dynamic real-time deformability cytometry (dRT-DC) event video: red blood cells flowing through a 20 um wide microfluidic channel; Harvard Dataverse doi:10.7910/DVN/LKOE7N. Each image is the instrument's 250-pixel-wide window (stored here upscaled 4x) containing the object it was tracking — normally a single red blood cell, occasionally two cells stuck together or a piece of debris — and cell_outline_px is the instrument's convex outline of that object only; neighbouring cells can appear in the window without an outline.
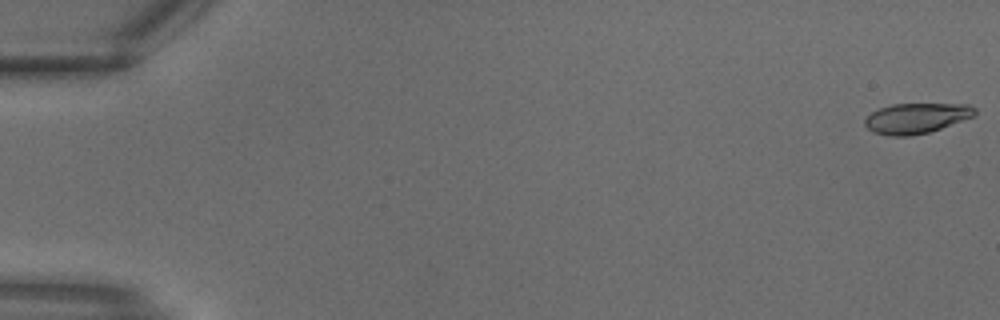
{"species": "common noctule bat (a hibernating species)", "species_latin": "Nyctalus noctula", "temperature_condition": "warm", "stored_images_in_passage": 6, "camera_frame_rate_fps": 3000, "um_per_image_px": 0.085, "animal": {"sex": "male", "body_mass_g": 18.8}, "frame": {"image": 1, "passage_image": 1, "time_ms": 0.0, "image_size_px": [1000, 320], "cell_outline_px": [[976, 112], [972, 116], [940, 128], [928, 132], [908, 136], [892, 136], [872, 132], [864, 124], [864, 120], [872, 112], [880, 108], [892, 104], [968, 104], [976, 108]], "centroid_in_image_um": [77.85, 10.04], "position_along_channel_um": 7.1, "area_um2": 19.13}}